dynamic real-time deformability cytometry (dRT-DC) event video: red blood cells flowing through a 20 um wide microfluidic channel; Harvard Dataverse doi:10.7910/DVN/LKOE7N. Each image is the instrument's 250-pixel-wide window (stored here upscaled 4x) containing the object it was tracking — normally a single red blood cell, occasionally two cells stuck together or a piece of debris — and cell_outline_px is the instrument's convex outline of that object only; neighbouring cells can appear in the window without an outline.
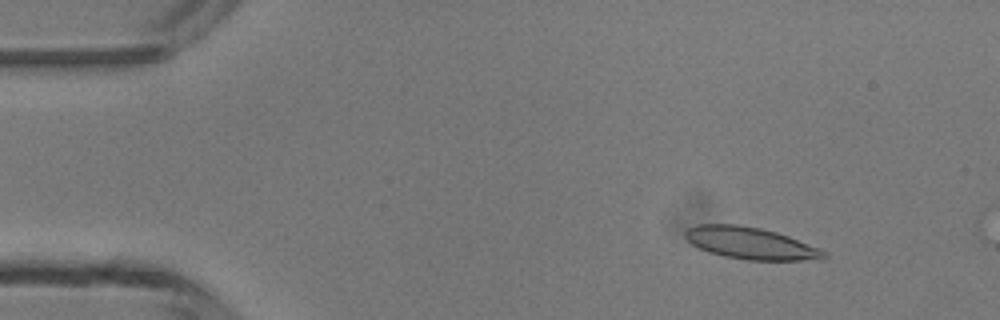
{"species": "common noctule bat (a hibernating species)", "species_latin": "Nyctalus noctula", "temperature_condition": "room temperature", "stored_images_in_passage": 3, "camera_frame_rate_fps": 3000, "um_per_image_px": 0.085, "animal": {"sex": "male", "body_mass_g": 13.3}, "frame": {"image": 1, "passage_image": 1, "time_ms": 0.0, "image_size_px": [1000, 320], "cell_outline_px": [[828, 256], [824, 260], [748, 260], [724, 256], [708, 252], [692, 244], [684, 236], [684, 232], [688, 228], [696, 224], [736, 224], [760, 228], [776, 232], [788, 236], [820, 248], [828, 252]], "centroid_in_image_um": [63.83, 20.68], "position_along_channel_um": 21.2, "area_um2": 25.95}}